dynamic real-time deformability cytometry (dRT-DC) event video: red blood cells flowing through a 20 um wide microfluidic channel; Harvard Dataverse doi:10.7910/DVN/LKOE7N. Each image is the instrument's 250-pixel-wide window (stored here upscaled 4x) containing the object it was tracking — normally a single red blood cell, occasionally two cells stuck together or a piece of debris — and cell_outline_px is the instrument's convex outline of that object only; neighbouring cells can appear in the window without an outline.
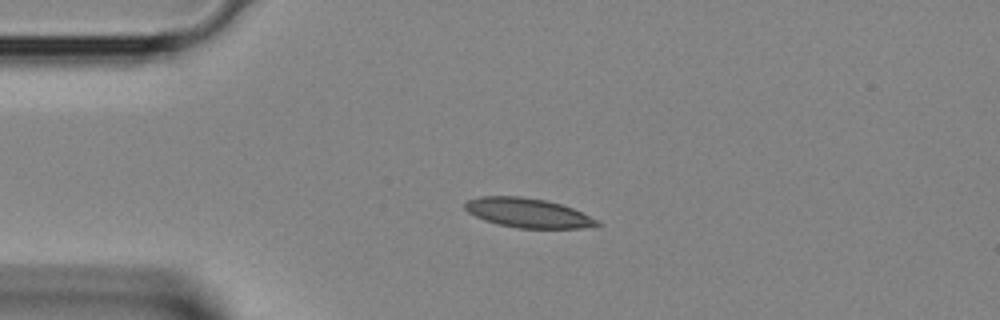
{"species": "Egyptian fruit bat (a non-hibernating species)", "species_latin": "Rousettus aegyptiacus", "temperature_condition": "room temperature", "stored_images_in_passage": 38, "camera_frame_rate_fps": 3000, "um_per_image_px": 0.085, "animal": {"sex": "female"}, "frame": {"image": 1, "passage_image": 8, "time_ms": 2.333, "image_size_px": [1000, 320], "cell_outline_px": [[604, 224], [596, 228], [520, 228], [496, 224], [484, 220], [468, 212], [464, 208], [464, 204], [468, 200], [480, 196], [520, 196], [544, 200], [560, 204], [572, 208], [600, 220]], "centroid_in_image_um": [44.93, 18.11], "position_along_channel_um": 40.1, "area_um2": 22.83}}
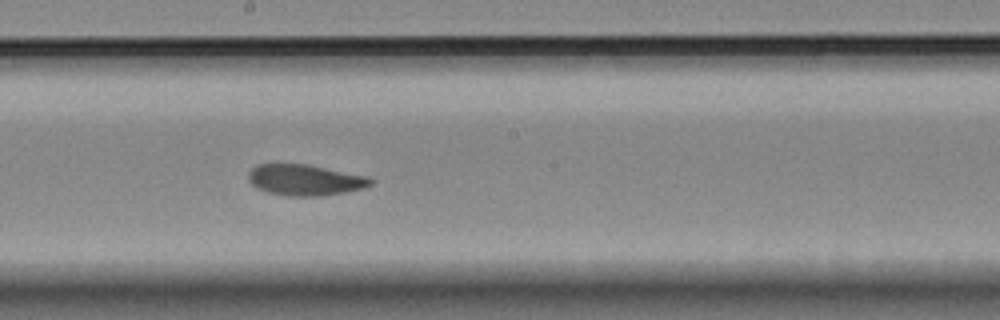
{"frame": {"image": 2, "passage_image": 20, "time_ms": 6.333, "image_size_px": [1000, 320], "cell_outline_px": [[376, 180], [372, 184], [364, 188], [344, 192], [320, 196], [288, 196], [268, 192], [256, 188], [248, 180], [248, 172], [256, 164], [276, 160], [308, 164], [368, 176]], "centroid_in_image_um": [25.87, 15.24], "position_along_channel_um": 222.3, "area_um2": 23.0}}
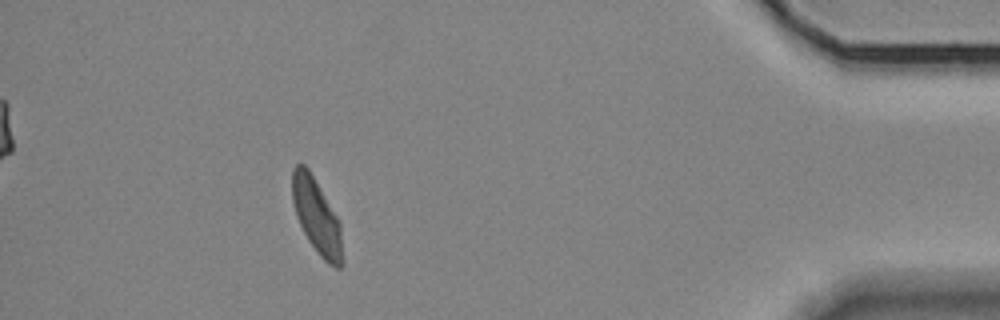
{"frame": {"image": 3, "passage_image": 34, "time_ms": 11.0, "image_size_px": [1000, 320], "cell_outline_px": [[344, 264], [340, 268], [336, 268], [328, 264], [320, 256], [308, 240], [296, 216], [292, 200], [292, 168], [296, 164], [304, 164], [308, 168], [340, 220], [344, 260]], "centroid_in_image_um": [26.94, 18.42], "position_along_channel_um": 408.3, "area_um2": 22.25}}